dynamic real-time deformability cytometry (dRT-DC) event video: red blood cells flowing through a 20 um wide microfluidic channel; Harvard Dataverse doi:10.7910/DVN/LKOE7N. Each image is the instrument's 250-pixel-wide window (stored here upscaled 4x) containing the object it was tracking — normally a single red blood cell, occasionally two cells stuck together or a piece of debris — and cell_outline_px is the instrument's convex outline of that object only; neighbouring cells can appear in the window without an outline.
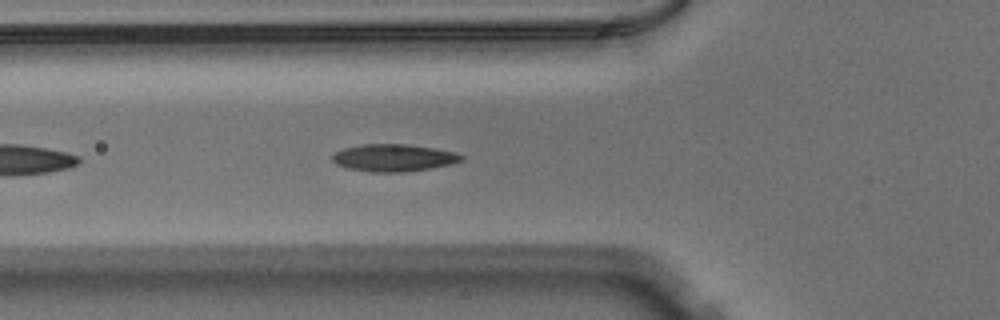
{"species": "Egyptian fruit bat (a non-hibernating species)", "species_latin": "Rousettus aegyptiacus", "temperature_condition": "warm", "stored_images_in_passage": 36, "camera_frame_rate_fps": 3000, "um_per_image_px": 0.085, "animal": {"sex": "male"}, "frame": {"image": 1, "passage_image": 6, "time_ms": 1.667, "image_size_px": [1000, 320], "cell_outline_px": [[464, 160], [452, 164], [404, 172], [372, 172], [348, 168], [336, 164], [332, 160], [332, 156], [336, 152], [344, 148], [360, 144], [404, 144], [436, 148], [456, 152], [464, 156]], "centroid_in_image_um": [33.48, 13.4], "position_along_channel_um": 92.3, "area_um2": 20.52}}